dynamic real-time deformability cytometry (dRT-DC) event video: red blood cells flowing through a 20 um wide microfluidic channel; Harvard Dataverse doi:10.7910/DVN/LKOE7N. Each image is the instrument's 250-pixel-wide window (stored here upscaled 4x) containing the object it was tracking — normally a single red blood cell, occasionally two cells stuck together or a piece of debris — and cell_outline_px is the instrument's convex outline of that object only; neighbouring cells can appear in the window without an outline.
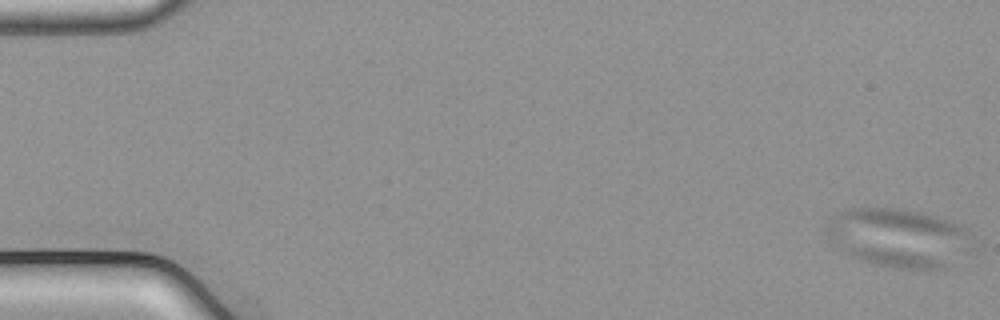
{"species": "common noctule bat (a hibernating species)", "species_latin": "Nyctalus noctula", "temperature_condition": "cold", "stored_images_in_passage": 55, "camera_frame_rate_fps": 3000, "um_per_image_px": 0.085, "animal": {"sex": "male", "body_mass_g": 21.5, "forearm_length_mm": 52.0}, "frame": {"image": 1, "passage_image": 1, "time_ms": 0.0, "image_size_px": [1000, 320], "cell_outline_px": [[964, 232], [952, 268], [900, 268], [872, 264], [848, 256], [828, 236], [828, 220], [840, 212], [848, 208], [900, 208], [920, 212], [936, 216], [964, 228]], "centroid_in_image_um": [76.18, 20.19], "position_along_channel_um": 8.8, "area_um2": 47.8}}
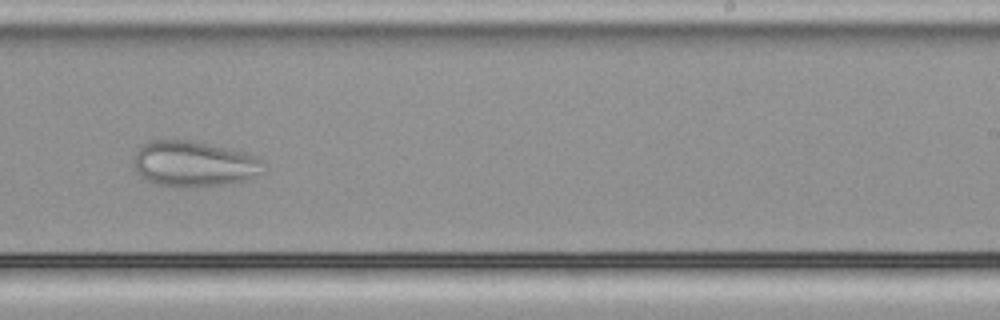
{"frame": {"image": 2, "passage_image": 35, "time_ms": 11.333, "image_size_px": [1000, 320], "cell_outline_px": [[264, 160], [260, 172], [248, 180], [236, 184], [188, 188], [176, 188], [152, 184], [144, 180], [136, 172], [136, 152], [140, 144], [152, 140], [188, 140], [244, 152], [260, 156]], "centroid_in_image_um": [16.48, 13.97], "position_along_channel_um": 272.5, "area_um2": 35.14}}
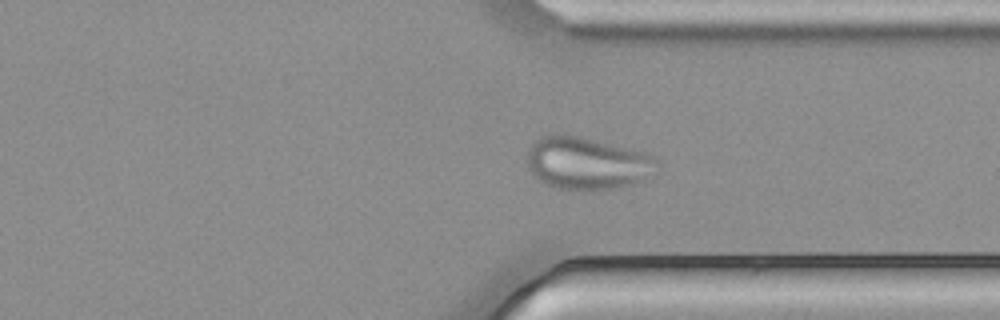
{"frame": {"image": 3, "passage_image": 42, "time_ms": 13.667, "image_size_px": [1000, 320], "cell_outline_px": [[660, 164], [644, 180], [632, 184], [616, 188], [580, 192], [556, 188], [536, 180], [528, 168], [528, 148], [540, 136], [556, 132], [576, 136], [632, 148], [656, 156]], "centroid_in_image_um": [49.89, 13.89], "position_along_channel_um": 361.5, "area_um2": 40.58}}